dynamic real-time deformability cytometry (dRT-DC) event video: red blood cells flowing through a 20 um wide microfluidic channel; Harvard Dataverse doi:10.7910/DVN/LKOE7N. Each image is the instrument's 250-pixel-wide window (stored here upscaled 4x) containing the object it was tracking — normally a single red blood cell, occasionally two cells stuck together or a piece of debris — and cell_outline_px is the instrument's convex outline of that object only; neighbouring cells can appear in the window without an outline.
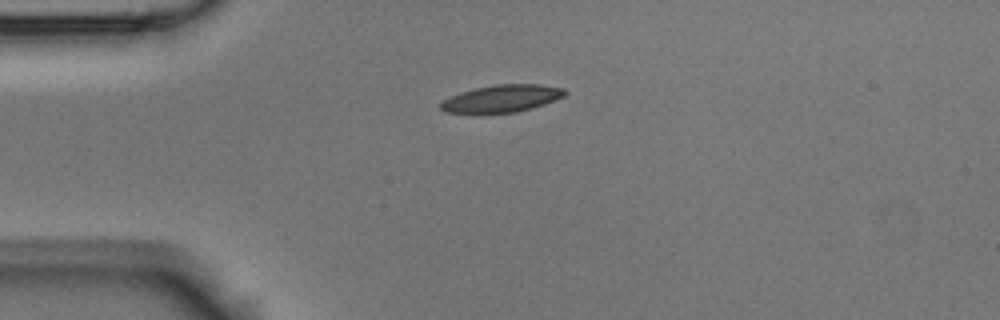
{"species": "Egyptian fruit bat (a non-hibernating species)", "species_latin": "Rousettus aegyptiacus", "temperature_condition": "room temperature", "stored_images_in_passage": 3, "camera_frame_rate_fps": 3000, "um_per_image_px": 0.085, "animal": {"sex": "male"}, "frame": {"image": 1, "passage_image": 1, "time_ms": 0.0, "image_size_px": [1000, 320], "cell_outline_px": [[568, 92], [564, 96], [556, 100], [532, 108], [516, 112], [444, 112], [440, 108], [440, 104], [444, 100], [460, 92], [476, 88], [496, 84], [540, 84], [564, 88]], "centroid_in_image_um": [42.71, 8.35], "position_along_channel_um": 42.3, "area_um2": 19.48}}
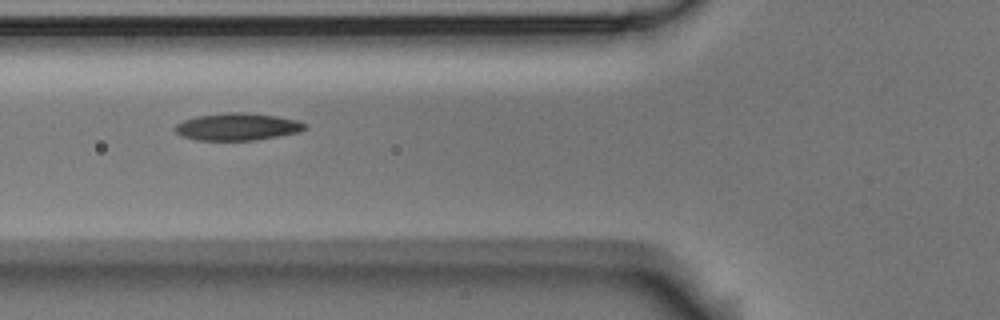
{"frame": {"image": 2, "passage_image": 3, "time_ms": 0.667, "image_size_px": [1000, 320], "cell_outline_px": [[308, 128], [300, 132], [256, 140], [196, 140], [184, 136], [176, 132], [176, 124], [184, 120], [196, 116], [224, 112], [248, 112], [276, 116], [296, 120], [308, 124]], "centroid_in_image_um": [20.23, 10.76], "position_along_channel_um": 105.6, "area_um2": 20.69}}